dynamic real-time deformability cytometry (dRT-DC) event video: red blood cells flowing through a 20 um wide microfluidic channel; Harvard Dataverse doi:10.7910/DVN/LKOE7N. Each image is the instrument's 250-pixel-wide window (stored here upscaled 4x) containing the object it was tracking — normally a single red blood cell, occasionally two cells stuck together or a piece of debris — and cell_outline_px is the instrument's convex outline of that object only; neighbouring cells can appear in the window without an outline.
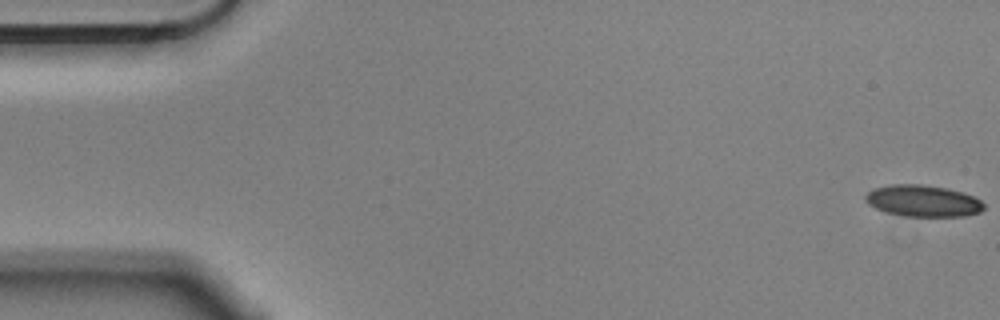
{"species": "Egyptian fruit bat (a non-hibernating species)", "species_latin": "Rousettus aegyptiacus", "temperature_condition": "cold", "stored_images_in_passage": 56, "camera_frame_rate_fps": 3000, "um_per_image_px": 0.085, "animal": {"sex": "male"}, "frame": {"image": 1, "passage_image": 1, "time_ms": 0.0, "image_size_px": [1000, 320], "cell_outline_px": [[984, 208], [980, 212], [964, 216], [904, 216], [884, 212], [868, 204], [864, 200], [864, 196], [872, 188], [892, 184], [920, 184], [948, 188], [964, 192], [980, 200], [984, 204]], "centroid_in_image_um": [78.42, 17.07], "position_along_channel_um": 6.6, "area_um2": 21.96}}
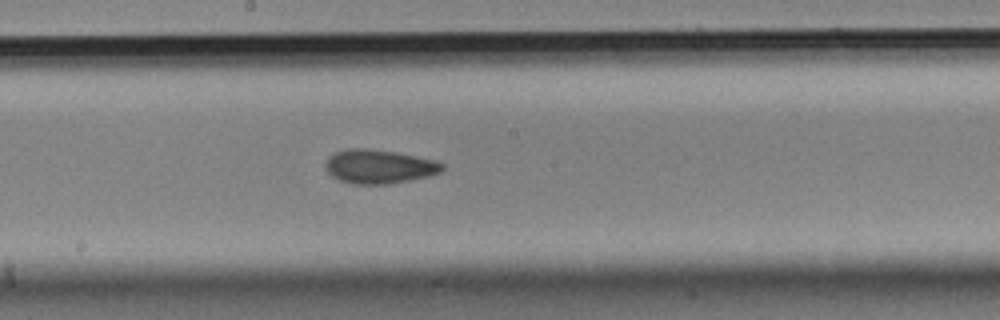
{"frame": {"image": 2, "passage_image": 30, "time_ms": 9.667, "image_size_px": [1000, 320], "cell_outline_px": [[444, 168], [440, 172], [428, 176], [388, 184], [352, 184], [340, 180], [332, 176], [324, 168], [324, 164], [328, 156], [336, 152], [348, 148], [364, 148], [392, 152], [436, 160], [444, 164]], "centroid_in_image_um": [32.18, 14.16], "position_along_channel_um": 216.0, "area_um2": 22.95}}
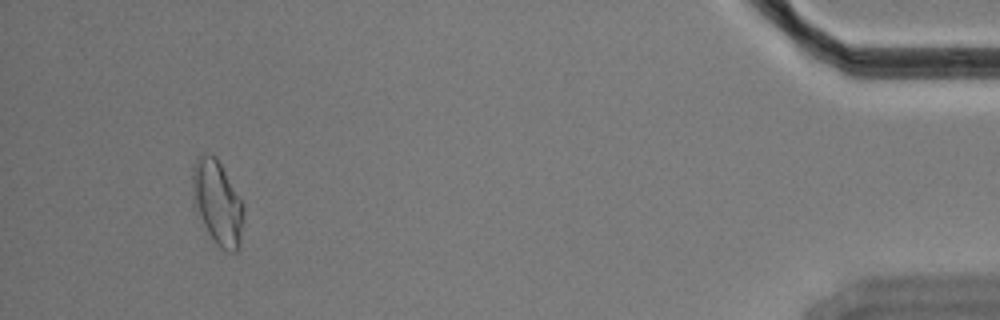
{"frame": {"image": 3, "passage_image": 53, "time_ms": 17.333, "image_size_px": [1000, 320], "cell_outline_px": [[244, 212], [240, 244], [236, 252], [228, 252], [220, 248], [216, 244], [208, 232], [192, 204], [192, 168], [196, 156], [208, 152], [216, 156], [244, 204]], "centroid_in_image_um": [18.47, 17.19], "position_along_channel_um": 416.7, "area_um2": 25.49}, "authors_computed_cell_mechanics": {"area_um2": 22.2819, "velocity_mm_per_s": 3.5529, "shape_relaxation_time_tau1_ms": 6.0992, "shape_relaxation_time_tau2_ms": 3.1436, "deformation_change_tau1": 0.1253, "deformation_change_tau2": 0.1014}}